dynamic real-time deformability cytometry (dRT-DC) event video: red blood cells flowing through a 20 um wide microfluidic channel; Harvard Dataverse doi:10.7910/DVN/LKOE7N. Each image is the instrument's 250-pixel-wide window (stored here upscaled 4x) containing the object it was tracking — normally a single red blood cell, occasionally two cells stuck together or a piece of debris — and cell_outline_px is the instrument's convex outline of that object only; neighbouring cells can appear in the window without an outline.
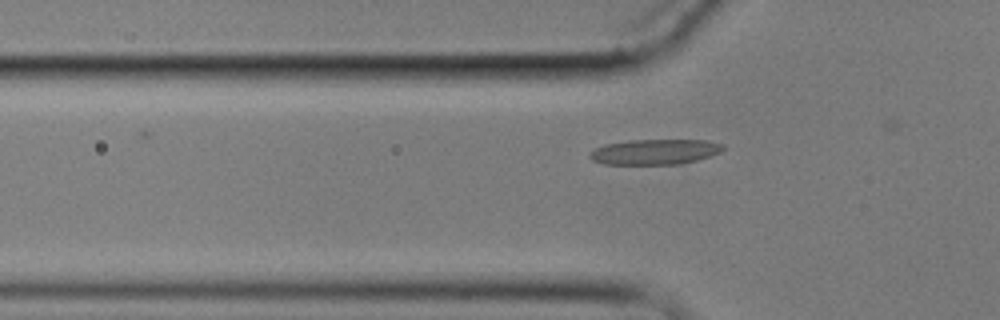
{"species": "common noctule bat (a hibernating species)", "species_latin": "Nyctalus noctula", "temperature_condition": "cold", "stored_images_in_passage": 2, "camera_frame_rate_fps": 3000, "um_per_image_px": 0.085, "animal": {"sex": "male", "body_mass_g": 17.9}, "frame": {"image": 1, "passage_image": 2, "time_ms": 1.333, "image_size_px": [1000, 320], "cell_outline_px": [[724, 148], [720, 152], [696, 160], [680, 164], [604, 164], [592, 160], [588, 156], [596, 148], [604, 144], [628, 140], [704, 140], [724, 144]], "centroid_in_image_um": [55.65, 12.9], "position_along_channel_um": 70.2, "area_um2": 19.54}}